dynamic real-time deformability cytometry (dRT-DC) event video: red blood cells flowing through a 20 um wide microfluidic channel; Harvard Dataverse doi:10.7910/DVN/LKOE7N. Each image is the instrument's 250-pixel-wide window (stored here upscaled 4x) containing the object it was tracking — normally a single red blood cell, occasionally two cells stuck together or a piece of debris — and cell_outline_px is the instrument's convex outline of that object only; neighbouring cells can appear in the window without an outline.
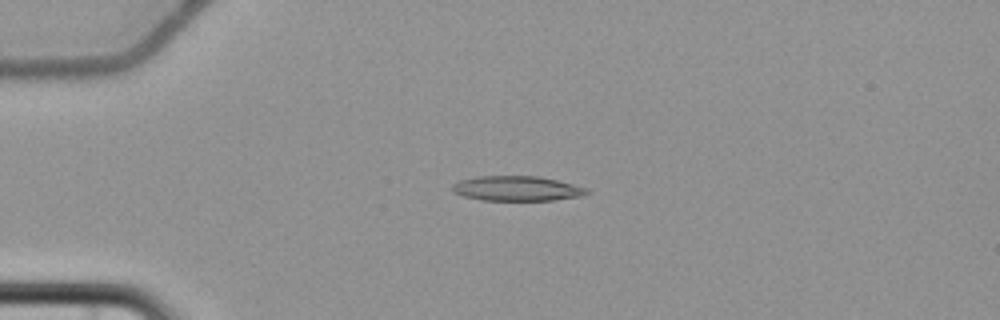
{"species": "common noctule bat (a hibernating species)", "species_latin": "Nyctalus noctula", "temperature_condition": "cold", "stored_images_in_passage": 7, "camera_frame_rate_fps": 3000, "um_per_image_px": 0.085, "animal": {"sex": "female", "body_mass_g": 22.7, "forearm_length_mm": 54.2}, "frame": {"image": 1, "passage_image": 5, "time_ms": 5.0, "image_size_px": [1000, 320], "cell_outline_px": [[592, 192], [580, 196], [552, 200], [484, 200], [464, 196], [452, 192], [452, 184], [460, 180], [476, 176], [540, 176], [588, 188]], "centroid_in_image_um": [43.93, 16.01], "position_along_channel_um": 41.1, "area_um2": 19.48}}
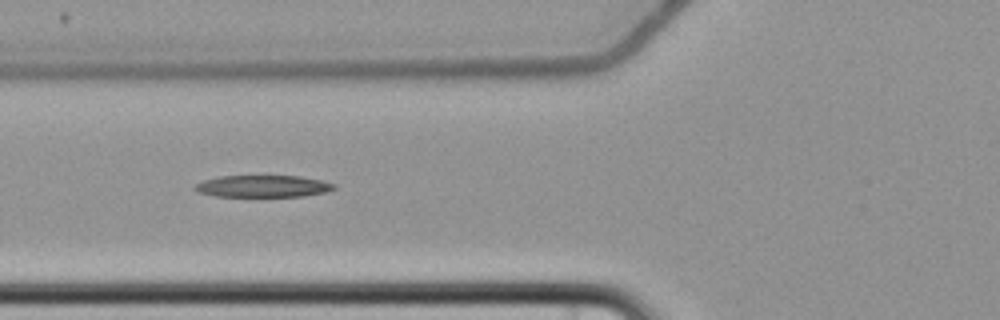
{"frame": {"image": 2, "passage_image": 7, "time_ms": 7.667, "image_size_px": [1000, 320], "cell_outline_px": [[336, 188], [324, 192], [304, 196], [216, 196], [196, 192], [192, 188], [196, 184], [204, 180], [220, 176], [300, 176], [320, 180], [336, 184]], "centroid_in_image_um": [22.32, 15.83], "position_along_channel_um": 103.5, "area_um2": 17.69}}